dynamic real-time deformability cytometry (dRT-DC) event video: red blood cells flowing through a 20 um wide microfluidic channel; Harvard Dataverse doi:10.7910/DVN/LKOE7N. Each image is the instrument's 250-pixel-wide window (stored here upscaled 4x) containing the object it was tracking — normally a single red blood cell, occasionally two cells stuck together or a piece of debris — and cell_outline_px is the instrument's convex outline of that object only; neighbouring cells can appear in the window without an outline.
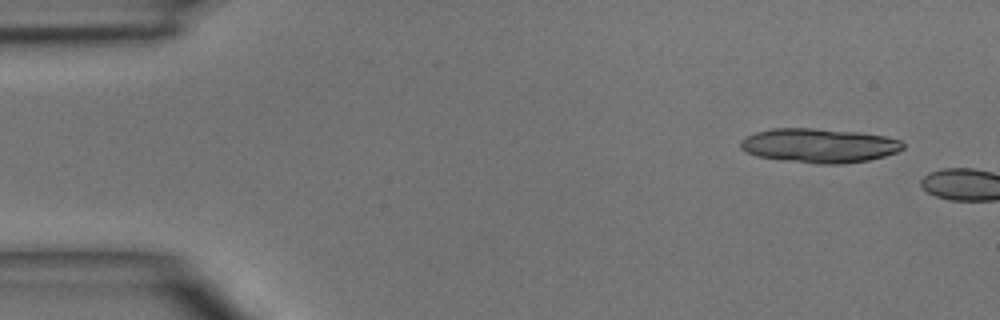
{"species": "common noctule bat (a hibernating species)", "species_latin": "Nyctalus noctula", "temperature_condition": "room temperature", "stored_images_in_passage": 2, "camera_frame_rate_fps": 3000, "um_per_image_px": 0.085, "animal": {"sex": "male", "body_mass_g": 15.6}, "frame": {"image": 1, "passage_image": 1, "time_ms": 0.0, "image_size_px": [1000, 320], "cell_outline_px": [[904, 148], [896, 152], [884, 156], [868, 160], [840, 164], [820, 164], [756, 156], [740, 148], [740, 140], [756, 132], [772, 128], [812, 128], [860, 132], [884, 136], [900, 140], [904, 144]], "centroid_in_image_um": [69.64, 12.36], "position_along_channel_um": 15.4, "area_um2": 32.19}}